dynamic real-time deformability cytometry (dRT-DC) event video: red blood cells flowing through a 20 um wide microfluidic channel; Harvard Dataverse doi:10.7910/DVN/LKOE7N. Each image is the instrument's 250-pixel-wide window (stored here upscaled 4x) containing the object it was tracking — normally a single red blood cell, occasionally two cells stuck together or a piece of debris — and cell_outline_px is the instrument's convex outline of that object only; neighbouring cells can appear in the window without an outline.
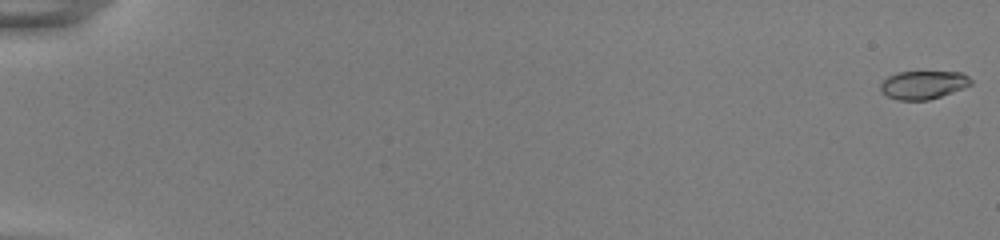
{"species": "common noctule bat (a hibernating species)", "species_latin": "Nyctalus noctula", "temperature_condition": "room temperature", "stored_images_in_passage": 55, "camera_frame_rate_fps": 3000, "um_per_image_px": 0.085, "animal": {"sex": "female", "body_mass_g": 22.0, "forearm_length_mm": 56.7}, "frame": {"image": 1, "passage_image": 1, "time_ms": 0.0, "image_size_px": [1000, 240], "cell_outline_px": [[972, 84], [964, 88], [928, 100], [896, 100], [888, 96], [880, 88], [880, 84], [888, 76], [896, 72], [960, 72], [968, 76], [972, 80]], "centroid_in_image_um": [78.48, 7.21], "position_along_channel_um": 6.5, "area_um2": 14.8}}
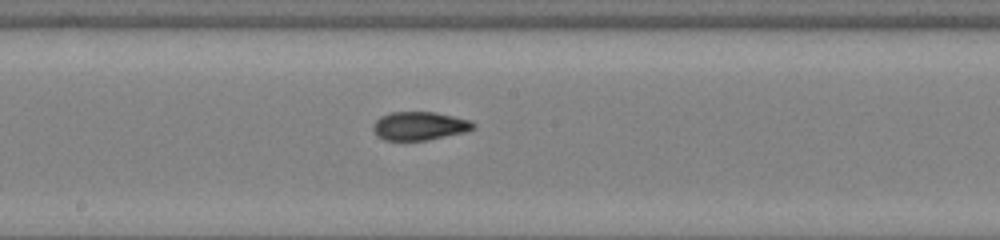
{"frame": {"image": 2, "passage_image": 32, "time_ms": 10.333, "image_size_px": [1000, 240], "cell_outline_px": [[476, 128], [464, 132], [428, 140], [384, 140], [376, 136], [372, 128], [372, 124], [380, 116], [388, 112], [436, 112], [472, 120], [476, 124]], "centroid_in_image_um": [35.65, 10.7], "position_along_channel_um": 212.5, "area_um2": 16.88}}
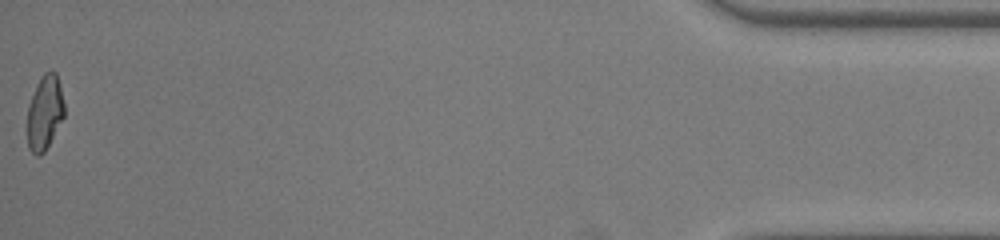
{"frame": {"image": 3, "passage_image": 55, "time_ms": 18.0, "image_size_px": [1000, 240], "cell_outline_px": [[64, 116], [44, 152], [40, 156], [36, 156], [28, 148], [28, 104], [36, 84], [40, 76], [44, 72], [56, 72], [64, 104]], "centroid_in_image_um": [3.78, 9.56], "position_along_channel_um": 431.4, "area_um2": 15.9}, "authors_computed_cell_mechanics": {"area_um2": 16.184, "velocity_mm_per_s": 3.9002, "shape_relaxation_time_tau1_ms": null, "shape_relaxation_time_tau2_ms": 1.4372, "deformation_change_tau1": null, "deformation_change_tau2": 0.0651}}